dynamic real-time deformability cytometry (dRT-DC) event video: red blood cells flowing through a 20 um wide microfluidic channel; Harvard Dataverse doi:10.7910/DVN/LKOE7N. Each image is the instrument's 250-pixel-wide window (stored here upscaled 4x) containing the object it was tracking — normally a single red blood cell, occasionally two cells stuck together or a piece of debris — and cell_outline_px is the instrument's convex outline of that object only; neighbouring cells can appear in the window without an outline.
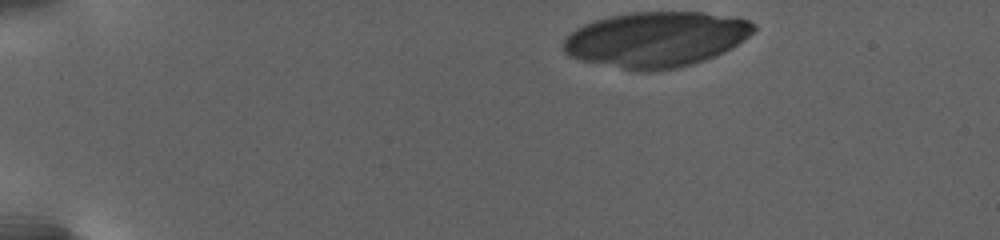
{"species": "human", "species_latin": "Homo sapiens", "temperature_condition": "warm", "stored_images_in_passage": 24, "camera_frame_rate_fps": 3000, "um_per_image_px": 0.085, "donor": {"sex": "female"}, "frame": {"image": 1, "passage_image": 1, "time_ms": 0.0, "image_size_px": [1000, 240], "cell_outline_px": [[756, 28], [748, 36], [724, 52], [716, 56], [692, 64], [676, 68], [644, 72], [580, 60], [568, 56], [564, 52], [564, 40], [576, 28], [584, 24], [608, 16], [632, 12], [704, 12], [748, 20], [756, 24]], "centroid_in_image_um": [55.75, 3.34], "position_along_channel_um": 29.2, "area_um2": 60.98}}